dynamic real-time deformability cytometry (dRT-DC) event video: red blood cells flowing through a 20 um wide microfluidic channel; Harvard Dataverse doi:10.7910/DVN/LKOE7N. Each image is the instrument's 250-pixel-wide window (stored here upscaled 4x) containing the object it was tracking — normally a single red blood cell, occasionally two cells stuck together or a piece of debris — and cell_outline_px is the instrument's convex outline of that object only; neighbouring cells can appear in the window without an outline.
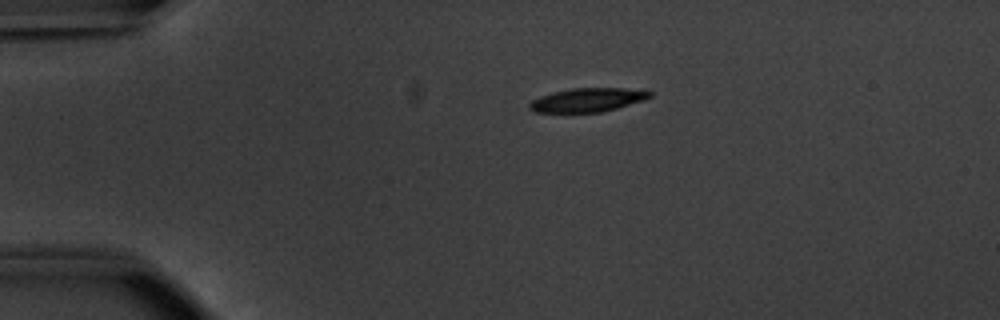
{"species": "common noctule bat (a hibernating species)", "species_latin": "Nyctalus noctula", "temperature_condition": "warm", "stored_images_in_passage": 43, "camera_frame_rate_fps": 3000, "um_per_image_px": 0.085, "animal": {"sex": "male", "body_mass_g": 20.1, "forearm_length_mm": 53.5}, "frame": {"image": 1, "passage_image": 1, "time_ms": 0.0, "image_size_px": [1000, 320], "cell_outline_px": [[652, 96], [644, 100], [616, 108], [600, 112], [536, 112], [528, 108], [528, 104], [532, 100], [540, 96], [572, 88], [624, 88], [652, 92]], "centroid_in_image_um": [49.93, 8.49], "position_along_channel_um": 35.1, "area_um2": 16.42}}
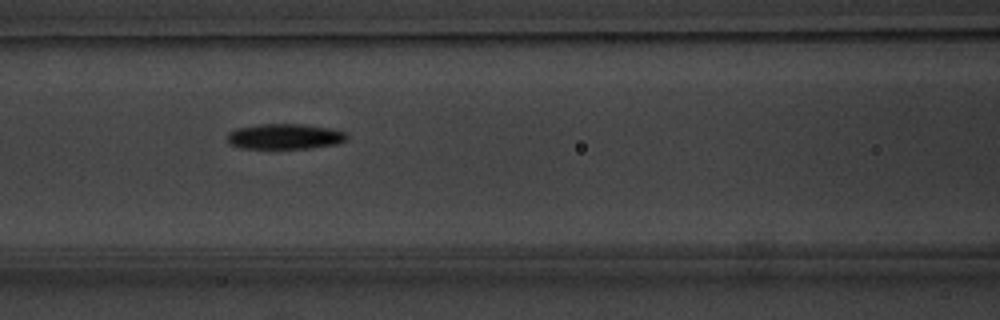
{"frame": {"image": 2, "passage_image": 13, "time_ms": 4.0, "image_size_px": [1000, 320], "cell_outline_px": [[348, 136], [344, 140], [336, 144], [308, 148], [240, 148], [228, 144], [228, 132], [236, 128], [260, 124], [300, 124], [328, 128], [344, 132]], "centroid_in_image_um": [24.14, 11.6], "position_along_channel_um": 142.5, "area_um2": 17.51}}
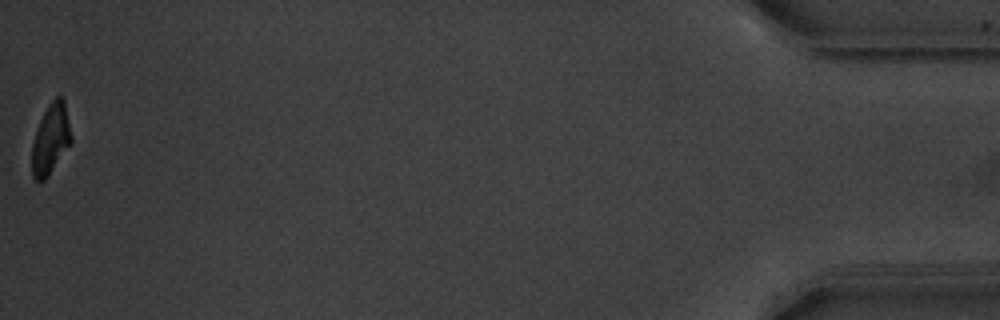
{"frame": {"image": 3, "passage_image": 43, "time_ms": 14.0, "image_size_px": [1000, 320], "cell_outline_px": [[72, 140], [48, 176], [44, 180], [36, 180], [32, 176], [32, 144], [40, 120], [48, 104], [56, 96], [64, 96], [72, 136]], "centroid_in_image_um": [4.32, 11.77], "position_along_channel_um": 430.9, "area_um2": 15.95}, "authors_computed_cell_mechanics": {"area_um2": 17.629, "velocity_mm_per_s": 3.7981, "shape_relaxation_time_tau1_ms": 2.5398, "shape_relaxation_time_tau2_ms": 5.7299, "deformation_change_tau1": 0.1602, "deformation_change_tau2": 0.1191}}